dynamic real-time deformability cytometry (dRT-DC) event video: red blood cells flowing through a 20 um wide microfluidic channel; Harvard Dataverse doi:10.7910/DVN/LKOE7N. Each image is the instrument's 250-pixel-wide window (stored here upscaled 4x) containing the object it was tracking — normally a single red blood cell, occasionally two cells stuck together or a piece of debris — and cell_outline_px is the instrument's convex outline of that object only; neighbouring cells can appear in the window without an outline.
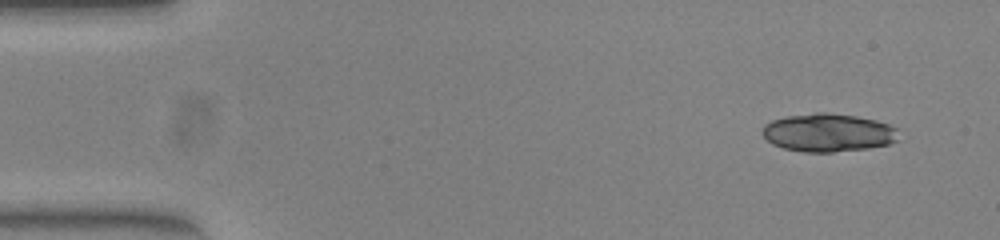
{"species": "common noctule bat (a hibernating species)", "species_latin": "Nyctalus noctula", "temperature_condition": "warm", "stored_images_in_passage": 34, "segment_of_instrument_passage": [1, 2], "camera_frame_rate_fps": 3000, "um_per_image_px": 0.085, "animal": {"sex": "female", "body_mass_g": 23.0, "forearm_length_mm": 53.4}, "frame": {"image": 1, "passage_image": 1, "time_ms": 0.0, "image_size_px": [1000, 240], "cell_outline_px": [[900, 140], [888, 144], [868, 148], [832, 152], [804, 152], [784, 148], [772, 144], [764, 136], [764, 124], [772, 120], [788, 116], [816, 112], [824, 112], [856, 116], [876, 120], [888, 124], [896, 128]], "centroid_in_image_um": [70.42, 11.27], "position_along_channel_um": 14.6, "area_um2": 30.23}}